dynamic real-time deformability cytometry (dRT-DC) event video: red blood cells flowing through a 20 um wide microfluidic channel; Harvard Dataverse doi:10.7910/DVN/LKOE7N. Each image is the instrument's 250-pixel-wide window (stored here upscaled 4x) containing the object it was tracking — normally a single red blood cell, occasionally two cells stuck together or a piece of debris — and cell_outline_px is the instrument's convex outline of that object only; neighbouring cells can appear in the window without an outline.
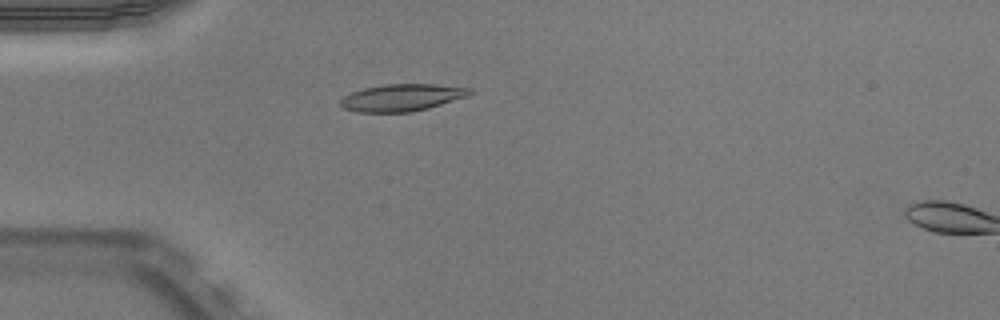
{"species": "Egyptian fruit bat (a non-hibernating species)", "species_latin": "Rousettus aegyptiacus", "temperature_condition": "warm", "stored_images_in_passage": 3, "camera_frame_rate_fps": 3000, "um_per_image_px": 0.085, "animal": {"sex": "male"}, "frame": {"image": 1, "passage_image": 1, "time_ms": 0.0, "image_size_px": [1000, 320], "cell_outline_px": [[472, 92], [468, 96], [428, 108], [412, 112], [356, 112], [344, 108], [340, 104], [340, 100], [344, 96], [352, 92], [364, 88], [384, 84], [436, 84], [472, 88]], "centroid_in_image_um": [34.17, 8.29], "position_along_channel_um": 50.8, "area_um2": 20.4}}